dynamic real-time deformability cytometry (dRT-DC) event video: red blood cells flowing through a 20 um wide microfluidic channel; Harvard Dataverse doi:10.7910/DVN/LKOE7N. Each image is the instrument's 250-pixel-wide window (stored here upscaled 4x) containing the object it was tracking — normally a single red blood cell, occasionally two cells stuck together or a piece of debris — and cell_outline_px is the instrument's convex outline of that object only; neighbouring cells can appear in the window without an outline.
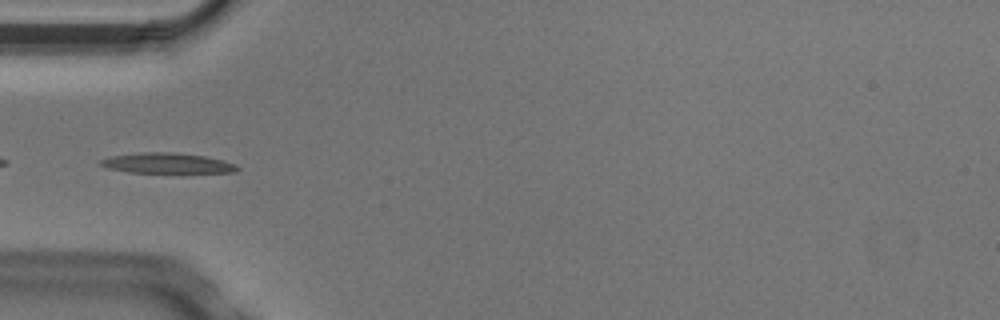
{"species": "Egyptian fruit bat (a non-hibernating species)", "species_latin": "Rousettus aegyptiacus", "temperature_condition": "cold", "stored_images_in_passage": 4, "segment_of_instrument_passage": [2, 2], "camera_frame_rate_fps": 3000, "um_per_image_px": 0.085, "animal": {"sex": "male"}, "frame": {"image": 1, "passage_image": 4, "time_ms": 1.0, "image_size_px": [1000, 320], "cell_outline_px": [[240, 168], [236, 172], [128, 172], [108, 168], [100, 164], [100, 160], [108, 156], [144, 152], [176, 152], [204, 156], [224, 160], [236, 164]], "centroid_in_image_um": [14.21, 13.86], "position_along_channel_um": 70.8, "area_um2": 16.13}}